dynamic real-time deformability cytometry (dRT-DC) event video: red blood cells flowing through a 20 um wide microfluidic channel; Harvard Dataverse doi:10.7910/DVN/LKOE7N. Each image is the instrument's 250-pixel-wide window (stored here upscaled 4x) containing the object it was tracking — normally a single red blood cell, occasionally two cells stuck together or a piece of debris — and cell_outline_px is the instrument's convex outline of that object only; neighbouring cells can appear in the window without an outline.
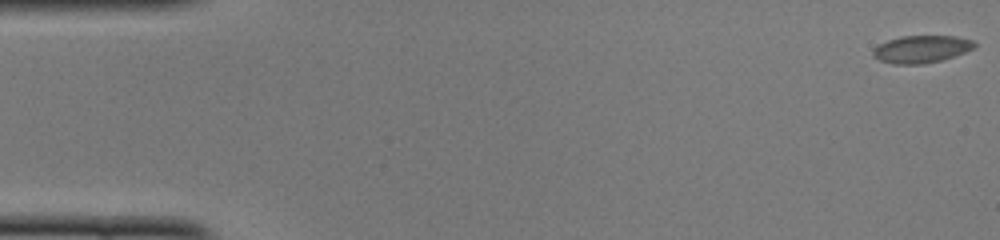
{"species": "common noctule bat (a hibernating species)", "species_latin": "Nyctalus noctula", "temperature_condition": "cold", "stored_images_in_passage": 52, "camera_frame_rate_fps": 3000, "um_per_image_px": 0.085, "animal": {"sex": "female", "body_mass_g": 22.0, "forearm_length_mm": 56.7}, "frame": {"image": 1, "passage_image": 1, "time_ms": 0.0, "image_size_px": [1000, 240], "cell_outline_px": [[976, 44], [972, 48], [964, 52], [940, 60], [924, 64], [892, 64], [880, 60], [872, 56], [872, 52], [880, 44], [888, 40], [900, 36], [956, 36], [972, 40]], "centroid_in_image_um": [78.29, 4.17], "position_along_channel_um": 6.7, "area_um2": 15.95}}
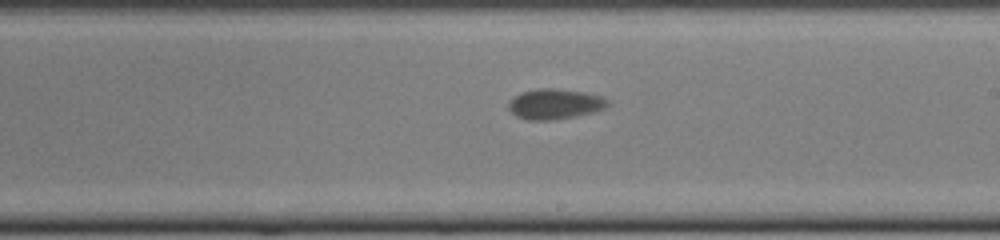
{"frame": {"image": 2, "passage_image": 30, "time_ms": 9.667, "image_size_px": [1000, 240], "cell_outline_px": [[608, 104], [604, 108], [592, 112], [576, 116], [552, 120], [528, 120], [516, 116], [508, 108], [508, 100], [520, 92], [540, 88], [552, 88], [584, 92], [600, 96], [608, 100]], "centroid_in_image_um": [47.11, 8.84], "position_along_channel_um": 241.9, "area_um2": 17.46}}
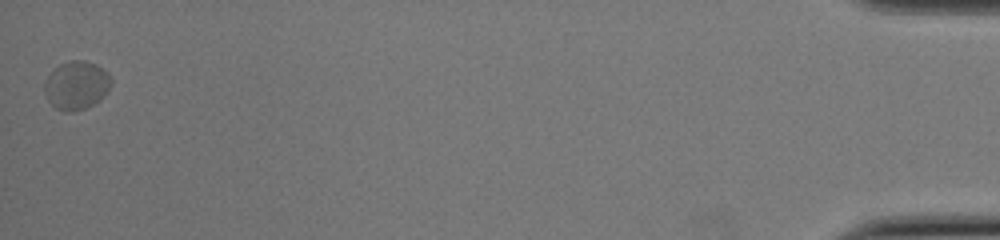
{"frame": {"image": 3, "passage_image": 52, "time_ms": 17.0, "image_size_px": [1000, 240], "cell_outline_px": [[112, 84], [108, 92], [100, 100], [84, 108], [72, 112], [64, 112], [56, 108], [48, 100], [44, 92], [44, 84], [48, 76], [60, 64], [68, 60], [84, 60], [96, 64], [104, 68], [108, 72], [112, 80]], "centroid_in_image_um": [6.53, 7.24], "position_along_channel_um": 428.7, "area_um2": 18.96}, "authors_computed_cell_mechanics": {"area_um2": 16.7042, "velocity_mm_per_s": 3.8521, "shape_relaxation_time_tau1_ms": 6.6722, "shape_relaxation_time_tau2_ms": null, "deformation_change_tau1": 0.142, "deformation_change_tau2": null}}